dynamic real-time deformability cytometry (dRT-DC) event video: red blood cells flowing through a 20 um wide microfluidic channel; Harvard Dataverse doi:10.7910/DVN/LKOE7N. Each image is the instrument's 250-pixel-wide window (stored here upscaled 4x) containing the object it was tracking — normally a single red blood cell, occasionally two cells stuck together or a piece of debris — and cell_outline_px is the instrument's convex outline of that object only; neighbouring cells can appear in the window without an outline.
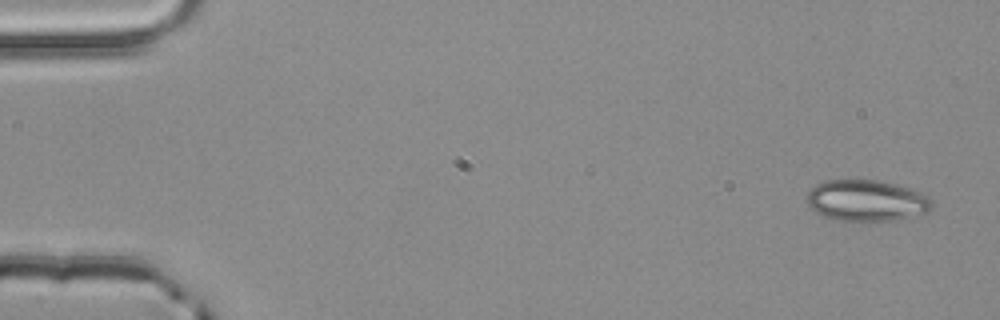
{"species": "common noctule bat (a hibernating species)", "species_latin": "Nyctalus noctula", "temperature_condition": "room temperature", "stored_images_in_passage": 3, "camera_frame_rate_fps": 3000, "um_per_image_px": 0.085, "animal": {"sex": "male", "body_mass_g": 20.4}, "frame": {"image": 1, "passage_image": 1, "time_ms": 0.0, "image_size_px": [1000, 320], "cell_outline_px": [[936, 204], [928, 212], [896, 220], [864, 224], [836, 220], [824, 216], [816, 212], [804, 200], [808, 192], [816, 184], [824, 180], [876, 180], [908, 188], [920, 192], [928, 196]], "centroid_in_image_um": [73.65, 17.09], "position_along_channel_um": 11.4, "area_um2": 30.87}}